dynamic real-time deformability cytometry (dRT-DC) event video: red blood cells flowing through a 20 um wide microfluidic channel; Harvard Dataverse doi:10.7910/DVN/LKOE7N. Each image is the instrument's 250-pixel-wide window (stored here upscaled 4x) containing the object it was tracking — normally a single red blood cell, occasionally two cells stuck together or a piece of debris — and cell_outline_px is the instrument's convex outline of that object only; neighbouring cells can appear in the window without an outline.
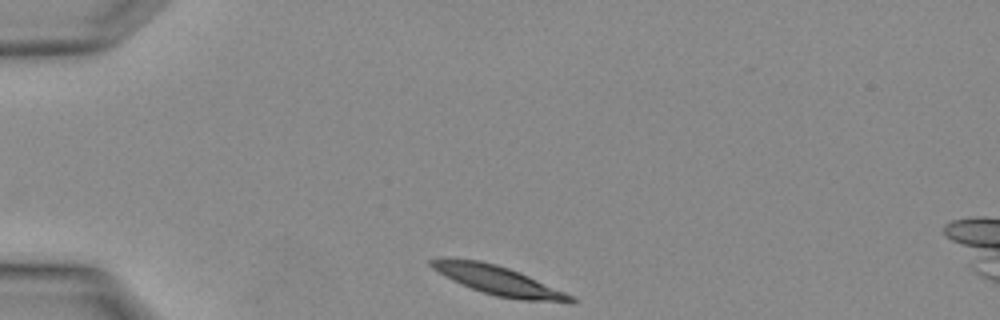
{"species": "Egyptian fruit bat (a non-hibernating species)", "species_latin": "Rousettus aegyptiacus", "temperature_condition": "warm", "stored_images_in_passage": 2, "camera_frame_rate_fps": 3000, "um_per_image_px": 0.085, "animal": {"sex": "female"}, "frame": {"image": 1, "passage_image": 1, "time_ms": 0.0, "image_size_px": [1000, 320], "cell_outline_px": [[576, 300], [572, 304], [520, 300], [496, 296], [460, 284], [452, 280], [432, 268], [428, 264], [428, 260], [440, 256], [480, 260], [496, 264], [520, 272], [564, 292], [572, 296]], "centroid_in_image_um": [42.32, 23.83], "position_along_channel_um": 42.7, "area_um2": 23.93}}